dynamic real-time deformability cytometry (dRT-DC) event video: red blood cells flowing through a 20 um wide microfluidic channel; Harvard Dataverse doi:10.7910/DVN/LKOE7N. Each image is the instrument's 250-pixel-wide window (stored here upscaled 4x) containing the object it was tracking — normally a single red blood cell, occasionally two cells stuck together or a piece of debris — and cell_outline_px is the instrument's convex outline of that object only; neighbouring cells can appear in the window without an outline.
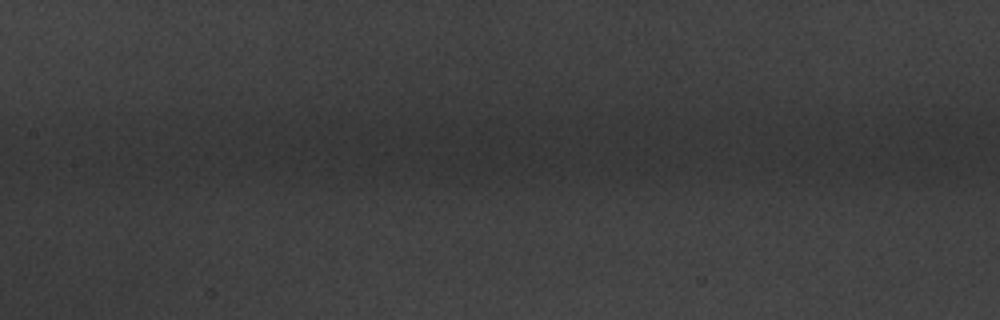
{"species": "common noctule bat (a hibernating species)", "species_latin": "Nyctalus noctula", "temperature_condition": "warm", "stored_images_in_passage": 6, "camera_frame_rate_fps": 3000, "um_per_image_px": 0.085, "animal": {"sex": "male", "body_mass_g": 20.1, "forearm_length_mm": 53.5}, "frame": {"image": 1, "passage_image": 6, "time_ms": 1.667, "image_size_px": [1000, 320], "cell_outline_px": [[848, 144], [840, 156], [836, 160], [812, 168], [780, 168], [760, 156], [756, 132], [828, 132], [848, 136]], "centroid_in_image_um": [68.07, 12.61], "position_along_channel_um": 139.3, "area_um2": 20.06}}